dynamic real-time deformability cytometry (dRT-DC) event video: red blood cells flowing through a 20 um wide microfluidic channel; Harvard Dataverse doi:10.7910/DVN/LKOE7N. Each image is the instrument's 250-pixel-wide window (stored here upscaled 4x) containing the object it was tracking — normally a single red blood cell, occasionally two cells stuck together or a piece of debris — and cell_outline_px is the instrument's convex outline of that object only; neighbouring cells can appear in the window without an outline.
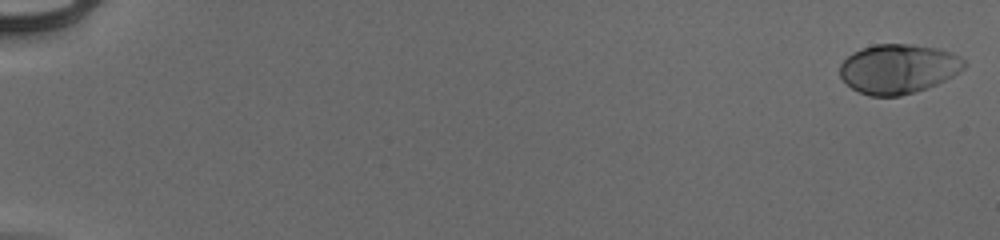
{"species": "human", "species_latin": "Homo sapiens", "temperature_condition": "cold", "stored_images_in_passage": 55, "camera_frame_rate_fps": 3000, "um_per_image_px": 0.085, "donor": {"sex": "male"}, "frame": {"image": 1, "passage_image": 1, "time_ms": 0.0, "image_size_px": [1000, 240], "cell_outline_px": [[968, 64], [960, 72], [936, 84], [916, 92], [900, 96], [868, 96], [852, 88], [840, 76], [840, 64], [852, 52], [860, 48], [876, 44], [912, 44], [936, 48], [952, 52], [960, 56]], "centroid_in_image_um": [76.37, 5.84], "position_along_channel_um": 8.6, "area_um2": 35.95}}
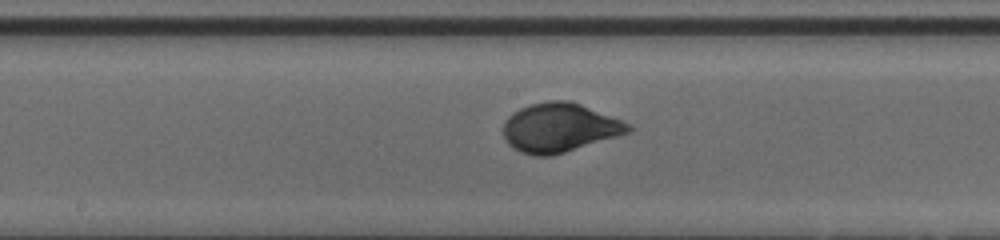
{"frame": {"image": 2, "passage_image": 31, "time_ms": 10.0, "image_size_px": [1000, 240], "cell_outline_px": [[636, 128], [632, 132], [552, 156], [536, 156], [520, 152], [512, 148], [504, 140], [504, 120], [512, 112], [520, 108], [532, 104], [548, 100], [572, 100], [632, 124]], "centroid_in_image_um": [47.59, 10.85], "position_along_channel_um": 200.6, "area_um2": 36.24}}
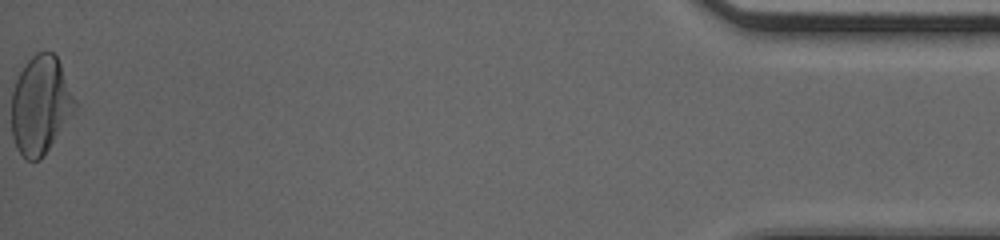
{"frame": {"image": 3, "passage_image": 55, "time_ms": 18.0, "image_size_px": [1000, 240], "cell_outline_px": [[76, 108], [40, 160], [24, 160], [16, 148], [12, 136], [12, 88], [24, 64], [36, 52], [52, 52], [56, 56], [60, 64], [76, 104]], "centroid_in_image_um": [3.39, 8.94], "position_along_channel_um": 431.8, "area_um2": 35.72}, "authors_computed_cell_mechanics": {"area_um2": 34.68, "velocity_mm_per_s": 3.9252, "shape_relaxation_time_tau1_ms": 2.8167, "shape_relaxation_time_tau2_ms": null, "deformation_change_tau1": 0.1657, "deformation_change_tau2": null}}